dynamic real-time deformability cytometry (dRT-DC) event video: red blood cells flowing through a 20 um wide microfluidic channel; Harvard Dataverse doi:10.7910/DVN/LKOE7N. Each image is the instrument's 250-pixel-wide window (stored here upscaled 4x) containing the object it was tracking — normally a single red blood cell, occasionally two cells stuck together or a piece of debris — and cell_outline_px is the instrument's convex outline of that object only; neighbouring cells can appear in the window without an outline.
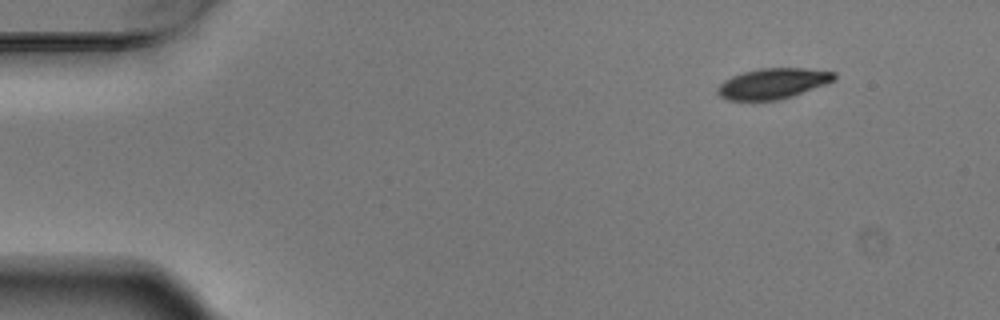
{"species": "Egyptian fruit bat (a non-hibernating species)", "species_latin": "Rousettus aegyptiacus", "temperature_condition": "warm", "stored_images_in_passage": 6, "camera_frame_rate_fps": 3000, "um_per_image_px": 0.085, "animal": {"sex": "male"}, "frame": {"image": 1, "passage_image": 1, "time_ms": 0.0, "image_size_px": [1000, 320], "cell_outline_px": [[836, 80], [792, 96], [776, 100], [728, 100], [720, 96], [716, 92], [716, 88], [724, 80], [732, 76], [744, 72], [760, 68], [804, 68], [836, 72]], "centroid_in_image_um": [65.69, 7.09], "position_along_channel_um": 19.3, "area_um2": 20.69}}
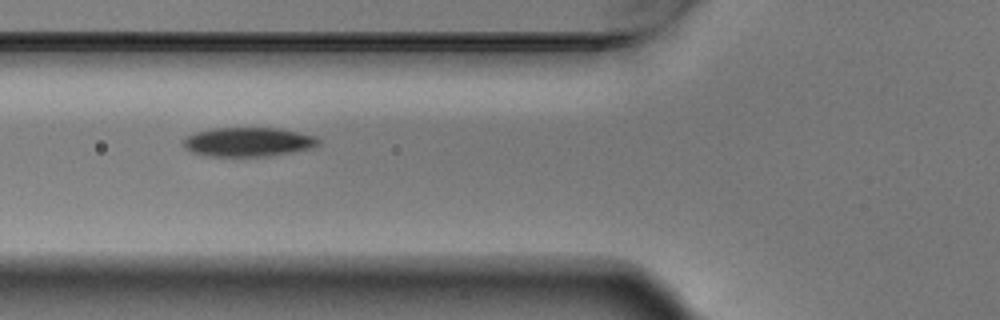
{"frame": {"image": 2, "passage_image": 5, "time_ms": 1.333, "image_size_px": [1000, 320], "cell_outline_px": [[320, 144], [308, 148], [268, 156], [212, 156], [192, 152], [184, 148], [180, 144], [184, 136], [196, 132], [212, 128], [280, 128], [316, 136], [320, 140]], "centroid_in_image_um": [21.03, 12.05], "position_along_channel_um": 104.8, "area_um2": 22.95}}
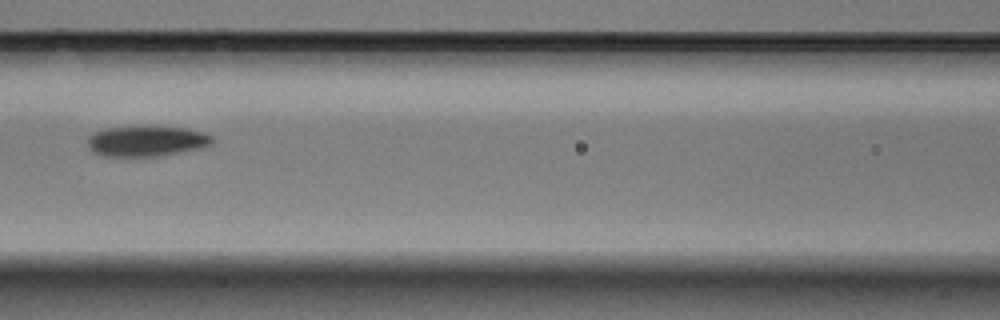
{"frame": {"image": 3, "passage_image": 6, "time_ms": 1.667, "image_size_px": [1000, 320], "cell_outline_px": [[216, 140], [212, 144], [204, 148], [184, 152], [156, 156], [104, 156], [92, 152], [88, 148], [88, 136], [104, 128], [188, 128], [204, 132], [212, 136]], "centroid_in_image_um": [12.51, 12.02], "position_along_channel_um": 154.1, "area_um2": 21.96}}